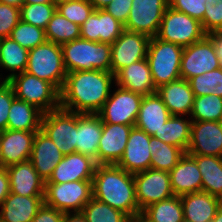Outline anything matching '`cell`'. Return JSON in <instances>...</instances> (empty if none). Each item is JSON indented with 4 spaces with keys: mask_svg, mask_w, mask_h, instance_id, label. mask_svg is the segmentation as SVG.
Wrapping results in <instances>:
<instances>
[{
    "mask_svg": "<svg viewBox=\"0 0 222 222\" xmlns=\"http://www.w3.org/2000/svg\"><path fill=\"white\" fill-rule=\"evenodd\" d=\"M64 212L43 204L32 222H62Z\"/></svg>",
    "mask_w": 222,
    "mask_h": 222,
    "instance_id": "cell-48",
    "label": "cell"
},
{
    "mask_svg": "<svg viewBox=\"0 0 222 222\" xmlns=\"http://www.w3.org/2000/svg\"><path fill=\"white\" fill-rule=\"evenodd\" d=\"M103 122L97 114L77 113V142L76 152L95 159L102 135Z\"/></svg>",
    "mask_w": 222,
    "mask_h": 222,
    "instance_id": "cell-28",
    "label": "cell"
},
{
    "mask_svg": "<svg viewBox=\"0 0 222 222\" xmlns=\"http://www.w3.org/2000/svg\"><path fill=\"white\" fill-rule=\"evenodd\" d=\"M97 163L95 159L81 153L64 155L45 183H64L79 180H92Z\"/></svg>",
    "mask_w": 222,
    "mask_h": 222,
    "instance_id": "cell-20",
    "label": "cell"
},
{
    "mask_svg": "<svg viewBox=\"0 0 222 222\" xmlns=\"http://www.w3.org/2000/svg\"><path fill=\"white\" fill-rule=\"evenodd\" d=\"M10 194L9 174L6 168H0V206Z\"/></svg>",
    "mask_w": 222,
    "mask_h": 222,
    "instance_id": "cell-49",
    "label": "cell"
},
{
    "mask_svg": "<svg viewBox=\"0 0 222 222\" xmlns=\"http://www.w3.org/2000/svg\"><path fill=\"white\" fill-rule=\"evenodd\" d=\"M194 97L217 95L222 98V67L187 80Z\"/></svg>",
    "mask_w": 222,
    "mask_h": 222,
    "instance_id": "cell-39",
    "label": "cell"
},
{
    "mask_svg": "<svg viewBox=\"0 0 222 222\" xmlns=\"http://www.w3.org/2000/svg\"><path fill=\"white\" fill-rule=\"evenodd\" d=\"M97 115L103 123L132 125L135 127L143 99L141 94L117 86Z\"/></svg>",
    "mask_w": 222,
    "mask_h": 222,
    "instance_id": "cell-10",
    "label": "cell"
},
{
    "mask_svg": "<svg viewBox=\"0 0 222 222\" xmlns=\"http://www.w3.org/2000/svg\"><path fill=\"white\" fill-rule=\"evenodd\" d=\"M92 198V180L45 183L44 204L64 213L81 212Z\"/></svg>",
    "mask_w": 222,
    "mask_h": 222,
    "instance_id": "cell-7",
    "label": "cell"
},
{
    "mask_svg": "<svg viewBox=\"0 0 222 222\" xmlns=\"http://www.w3.org/2000/svg\"><path fill=\"white\" fill-rule=\"evenodd\" d=\"M0 3L20 8L23 5V0H0Z\"/></svg>",
    "mask_w": 222,
    "mask_h": 222,
    "instance_id": "cell-53",
    "label": "cell"
},
{
    "mask_svg": "<svg viewBox=\"0 0 222 222\" xmlns=\"http://www.w3.org/2000/svg\"><path fill=\"white\" fill-rule=\"evenodd\" d=\"M205 36L206 33L199 20L168 6L156 37L184 48L202 40Z\"/></svg>",
    "mask_w": 222,
    "mask_h": 222,
    "instance_id": "cell-8",
    "label": "cell"
},
{
    "mask_svg": "<svg viewBox=\"0 0 222 222\" xmlns=\"http://www.w3.org/2000/svg\"><path fill=\"white\" fill-rule=\"evenodd\" d=\"M15 98L13 87L7 81H0V132L7 129L9 110Z\"/></svg>",
    "mask_w": 222,
    "mask_h": 222,
    "instance_id": "cell-46",
    "label": "cell"
},
{
    "mask_svg": "<svg viewBox=\"0 0 222 222\" xmlns=\"http://www.w3.org/2000/svg\"><path fill=\"white\" fill-rule=\"evenodd\" d=\"M136 200L139 210L174 196L167 171L147 169L134 174Z\"/></svg>",
    "mask_w": 222,
    "mask_h": 222,
    "instance_id": "cell-11",
    "label": "cell"
},
{
    "mask_svg": "<svg viewBox=\"0 0 222 222\" xmlns=\"http://www.w3.org/2000/svg\"><path fill=\"white\" fill-rule=\"evenodd\" d=\"M25 71L50 82L61 91L67 75L61 45L46 40L29 50Z\"/></svg>",
    "mask_w": 222,
    "mask_h": 222,
    "instance_id": "cell-5",
    "label": "cell"
},
{
    "mask_svg": "<svg viewBox=\"0 0 222 222\" xmlns=\"http://www.w3.org/2000/svg\"><path fill=\"white\" fill-rule=\"evenodd\" d=\"M114 79L115 86L141 94L142 96L150 95L157 91L147 58L119 70L114 75Z\"/></svg>",
    "mask_w": 222,
    "mask_h": 222,
    "instance_id": "cell-21",
    "label": "cell"
},
{
    "mask_svg": "<svg viewBox=\"0 0 222 222\" xmlns=\"http://www.w3.org/2000/svg\"><path fill=\"white\" fill-rule=\"evenodd\" d=\"M55 12L56 6L52 3L29 4L22 5L20 7V16L22 21L44 30Z\"/></svg>",
    "mask_w": 222,
    "mask_h": 222,
    "instance_id": "cell-41",
    "label": "cell"
},
{
    "mask_svg": "<svg viewBox=\"0 0 222 222\" xmlns=\"http://www.w3.org/2000/svg\"><path fill=\"white\" fill-rule=\"evenodd\" d=\"M201 25L206 34L222 32V0L205 1V14Z\"/></svg>",
    "mask_w": 222,
    "mask_h": 222,
    "instance_id": "cell-43",
    "label": "cell"
},
{
    "mask_svg": "<svg viewBox=\"0 0 222 222\" xmlns=\"http://www.w3.org/2000/svg\"><path fill=\"white\" fill-rule=\"evenodd\" d=\"M184 222H212L222 200L205 191L180 196Z\"/></svg>",
    "mask_w": 222,
    "mask_h": 222,
    "instance_id": "cell-25",
    "label": "cell"
},
{
    "mask_svg": "<svg viewBox=\"0 0 222 222\" xmlns=\"http://www.w3.org/2000/svg\"><path fill=\"white\" fill-rule=\"evenodd\" d=\"M93 198L130 218L141 213L136 200L134 174L116 164H97L92 179Z\"/></svg>",
    "mask_w": 222,
    "mask_h": 222,
    "instance_id": "cell-2",
    "label": "cell"
},
{
    "mask_svg": "<svg viewBox=\"0 0 222 222\" xmlns=\"http://www.w3.org/2000/svg\"><path fill=\"white\" fill-rule=\"evenodd\" d=\"M20 20V8L0 3V39L10 37Z\"/></svg>",
    "mask_w": 222,
    "mask_h": 222,
    "instance_id": "cell-44",
    "label": "cell"
},
{
    "mask_svg": "<svg viewBox=\"0 0 222 222\" xmlns=\"http://www.w3.org/2000/svg\"><path fill=\"white\" fill-rule=\"evenodd\" d=\"M206 36L212 41L220 66L222 67V32L209 33Z\"/></svg>",
    "mask_w": 222,
    "mask_h": 222,
    "instance_id": "cell-50",
    "label": "cell"
},
{
    "mask_svg": "<svg viewBox=\"0 0 222 222\" xmlns=\"http://www.w3.org/2000/svg\"><path fill=\"white\" fill-rule=\"evenodd\" d=\"M94 10L88 0H71L56 7L57 12L79 26L85 23Z\"/></svg>",
    "mask_w": 222,
    "mask_h": 222,
    "instance_id": "cell-42",
    "label": "cell"
},
{
    "mask_svg": "<svg viewBox=\"0 0 222 222\" xmlns=\"http://www.w3.org/2000/svg\"><path fill=\"white\" fill-rule=\"evenodd\" d=\"M168 6L169 0H133L124 30L157 36Z\"/></svg>",
    "mask_w": 222,
    "mask_h": 222,
    "instance_id": "cell-12",
    "label": "cell"
},
{
    "mask_svg": "<svg viewBox=\"0 0 222 222\" xmlns=\"http://www.w3.org/2000/svg\"><path fill=\"white\" fill-rule=\"evenodd\" d=\"M197 163L202 175L201 191L222 200V157L190 155Z\"/></svg>",
    "mask_w": 222,
    "mask_h": 222,
    "instance_id": "cell-31",
    "label": "cell"
},
{
    "mask_svg": "<svg viewBox=\"0 0 222 222\" xmlns=\"http://www.w3.org/2000/svg\"><path fill=\"white\" fill-rule=\"evenodd\" d=\"M212 222H222V205L217 210L215 217L212 219Z\"/></svg>",
    "mask_w": 222,
    "mask_h": 222,
    "instance_id": "cell-56",
    "label": "cell"
},
{
    "mask_svg": "<svg viewBox=\"0 0 222 222\" xmlns=\"http://www.w3.org/2000/svg\"><path fill=\"white\" fill-rule=\"evenodd\" d=\"M41 131L64 155L76 152L77 113L62 108L43 113Z\"/></svg>",
    "mask_w": 222,
    "mask_h": 222,
    "instance_id": "cell-9",
    "label": "cell"
},
{
    "mask_svg": "<svg viewBox=\"0 0 222 222\" xmlns=\"http://www.w3.org/2000/svg\"><path fill=\"white\" fill-rule=\"evenodd\" d=\"M129 222H151L145 218L141 213L136 214L134 217L130 218Z\"/></svg>",
    "mask_w": 222,
    "mask_h": 222,
    "instance_id": "cell-54",
    "label": "cell"
},
{
    "mask_svg": "<svg viewBox=\"0 0 222 222\" xmlns=\"http://www.w3.org/2000/svg\"><path fill=\"white\" fill-rule=\"evenodd\" d=\"M186 153L222 157V121H192Z\"/></svg>",
    "mask_w": 222,
    "mask_h": 222,
    "instance_id": "cell-15",
    "label": "cell"
},
{
    "mask_svg": "<svg viewBox=\"0 0 222 222\" xmlns=\"http://www.w3.org/2000/svg\"><path fill=\"white\" fill-rule=\"evenodd\" d=\"M183 47L151 37L148 44L147 60L155 88L181 78L180 63Z\"/></svg>",
    "mask_w": 222,
    "mask_h": 222,
    "instance_id": "cell-4",
    "label": "cell"
},
{
    "mask_svg": "<svg viewBox=\"0 0 222 222\" xmlns=\"http://www.w3.org/2000/svg\"><path fill=\"white\" fill-rule=\"evenodd\" d=\"M205 1L206 0H169V7L183 12L201 22L205 14Z\"/></svg>",
    "mask_w": 222,
    "mask_h": 222,
    "instance_id": "cell-45",
    "label": "cell"
},
{
    "mask_svg": "<svg viewBox=\"0 0 222 222\" xmlns=\"http://www.w3.org/2000/svg\"><path fill=\"white\" fill-rule=\"evenodd\" d=\"M171 116L161 97L156 93L143 96L135 127L152 136Z\"/></svg>",
    "mask_w": 222,
    "mask_h": 222,
    "instance_id": "cell-29",
    "label": "cell"
},
{
    "mask_svg": "<svg viewBox=\"0 0 222 222\" xmlns=\"http://www.w3.org/2000/svg\"><path fill=\"white\" fill-rule=\"evenodd\" d=\"M220 67L214 45L207 36L183 48L180 63L181 78L189 80Z\"/></svg>",
    "mask_w": 222,
    "mask_h": 222,
    "instance_id": "cell-13",
    "label": "cell"
},
{
    "mask_svg": "<svg viewBox=\"0 0 222 222\" xmlns=\"http://www.w3.org/2000/svg\"><path fill=\"white\" fill-rule=\"evenodd\" d=\"M149 40L148 35L124 30L111 45L110 72L115 75L132 63L145 59Z\"/></svg>",
    "mask_w": 222,
    "mask_h": 222,
    "instance_id": "cell-14",
    "label": "cell"
},
{
    "mask_svg": "<svg viewBox=\"0 0 222 222\" xmlns=\"http://www.w3.org/2000/svg\"><path fill=\"white\" fill-rule=\"evenodd\" d=\"M43 112L28 102L15 98L9 110L7 129L40 131Z\"/></svg>",
    "mask_w": 222,
    "mask_h": 222,
    "instance_id": "cell-30",
    "label": "cell"
},
{
    "mask_svg": "<svg viewBox=\"0 0 222 222\" xmlns=\"http://www.w3.org/2000/svg\"><path fill=\"white\" fill-rule=\"evenodd\" d=\"M169 174L175 196L201 191L202 175L196 161L189 154L185 153Z\"/></svg>",
    "mask_w": 222,
    "mask_h": 222,
    "instance_id": "cell-26",
    "label": "cell"
},
{
    "mask_svg": "<svg viewBox=\"0 0 222 222\" xmlns=\"http://www.w3.org/2000/svg\"><path fill=\"white\" fill-rule=\"evenodd\" d=\"M43 198L10 193L0 206V222H32L44 204Z\"/></svg>",
    "mask_w": 222,
    "mask_h": 222,
    "instance_id": "cell-27",
    "label": "cell"
},
{
    "mask_svg": "<svg viewBox=\"0 0 222 222\" xmlns=\"http://www.w3.org/2000/svg\"><path fill=\"white\" fill-rule=\"evenodd\" d=\"M9 174L10 193L22 196H44L45 181L28 160L6 167Z\"/></svg>",
    "mask_w": 222,
    "mask_h": 222,
    "instance_id": "cell-22",
    "label": "cell"
},
{
    "mask_svg": "<svg viewBox=\"0 0 222 222\" xmlns=\"http://www.w3.org/2000/svg\"><path fill=\"white\" fill-rule=\"evenodd\" d=\"M86 222H129L130 217L108 204L92 198L81 210Z\"/></svg>",
    "mask_w": 222,
    "mask_h": 222,
    "instance_id": "cell-37",
    "label": "cell"
},
{
    "mask_svg": "<svg viewBox=\"0 0 222 222\" xmlns=\"http://www.w3.org/2000/svg\"><path fill=\"white\" fill-rule=\"evenodd\" d=\"M141 214L151 222H184L180 196L175 195L149 205Z\"/></svg>",
    "mask_w": 222,
    "mask_h": 222,
    "instance_id": "cell-34",
    "label": "cell"
},
{
    "mask_svg": "<svg viewBox=\"0 0 222 222\" xmlns=\"http://www.w3.org/2000/svg\"><path fill=\"white\" fill-rule=\"evenodd\" d=\"M124 31V25L104 9H95L80 26V38L113 44Z\"/></svg>",
    "mask_w": 222,
    "mask_h": 222,
    "instance_id": "cell-18",
    "label": "cell"
},
{
    "mask_svg": "<svg viewBox=\"0 0 222 222\" xmlns=\"http://www.w3.org/2000/svg\"><path fill=\"white\" fill-rule=\"evenodd\" d=\"M132 1L133 0H113L104 10L125 26L130 14Z\"/></svg>",
    "mask_w": 222,
    "mask_h": 222,
    "instance_id": "cell-47",
    "label": "cell"
},
{
    "mask_svg": "<svg viewBox=\"0 0 222 222\" xmlns=\"http://www.w3.org/2000/svg\"><path fill=\"white\" fill-rule=\"evenodd\" d=\"M187 119H184L183 116H170L160 130L155 131L152 136L174 145L186 153L190 144L192 125V120Z\"/></svg>",
    "mask_w": 222,
    "mask_h": 222,
    "instance_id": "cell-32",
    "label": "cell"
},
{
    "mask_svg": "<svg viewBox=\"0 0 222 222\" xmlns=\"http://www.w3.org/2000/svg\"><path fill=\"white\" fill-rule=\"evenodd\" d=\"M192 121H222V98L209 94L194 97Z\"/></svg>",
    "mask_w": 222,
    "mask_h": 222,
    "instance_id": "cell-38",
    "label": "cell"
},
{
    "mask_svg": "<svg viewBox=\"0 0 222 222\" xmlns=\"http://www.w3.org/2000/svg\"><path fill=\"white\" fill-rule=\"evenodd\" d=\"M171 116H190L194 94L189 82L183 78L164 84L157 89Z\"/></svg>",
    "mask_w": 222,
    "mask_h": 222,
    "instance_id": "cell-24",
    "label": "cell"
},
{
    "mask_svg": "<svg viewBox=\"0 0 222 222\" xmlns=\"http://www.w3.org/2000/svg\"><path fill=\"white\" fill-rule=\"evenodd\" d=\"M62 222H86L81 212L65 213Z\"/></svg>",
    "mask_w": 222,
    "mask_h": 222,
    "instance_id": "cell-51",
    "label": "cell"
},
{
    "mask_svg": "<svg viewBox=\"0 0 222 222\" xmlns=\"http://www.w3.org/2000/svg\"><path fill=\"white\" fill-rule=\"evenodd\" d=\"M150 137L145 131L133 127L123 155L116 165L132 174L149 169L152 161Z\"/></svg>",
    "mask_w": 222,
    "mask_h": 222,
    "instance_id": "cell-17",
    "label": "cell"
},
{
    "mask_svg": "<svg viewBox=\"0 0 222 222\" xmlns=\"http://www.w3.org/2000/svg\"><path fill=\"white\" fill-rule=\"evenodd\" d=\"M134 126L103 123L97 151V164H117Z\"/></svg>",
    "mask_w": 222,
    "mask_h": 222,
    "instance_id": "cell-19",
    "label": "cell"
},
{
    "mask_svg": "<svg viewBox=\"0 0 222 222\" xmlns=\"http://www.w3.org/2000/svg\"><path fill=\"white\" fill-rule=\"evenodd\" d=\"M51 3V0H23V5Z\"/></svg>",
    "mask_w": 222,
    "mask_h": 222,
    "instance_id": "cell-55",
    "label": "cell"
},
{
    "mask_svg": "<svg viewBox=\"0 0 222 222\" xmlns=\"http://www.w3.org/2000/svg\"><path fill=\"white\" fill-rule=\"evenodd\" d=\"M29 50L23 48L10 37L0 39V67L11 73L3 78L8 81L14 75L26 70Z\"/></svg>",
    "mask_w": 222,
    "mask_h": 222,
    "instance_id": "cell-33",
    "label": "cell"
},
{
    "mask_svg": "<svg viewBox=\"0 0 222 222\" xmlns=\"http://www.w3.org/2000/svg\"><path fill=\"white\" fill-rule=\"evenodd\" d=\"M95 9H104L113 0H88Z\"/></svg>",
    "mask_w": 222,
    "mask_h": 222,
    "instance_id": "cell-52",
    "label": "cell"
},
{
    "mask_svg": "<svg viewBox=\"0 0 222 222\" xmlns=\"http://www.w3.org/2000/svg\"><path fill=\"white\" fill-rule=\"evenodd\" d=\"M71 0H51V3L54 4L56 7L60 4H63V3H67Z\"/></svg>",
    "mask_w": 222,
    "mask_h": 222,
    "instance_id": "cell-57",
    "label": "cell"
},
{
    "mask_svg": "<svg viewBox=\"0 0 222 222\" xmlns=\"http://www.w3.org/2000/svg\"><path fill=\"white\" fill-rule=\"evenodd\" d=\"M45 36L48 41L62 45L80 38V26L56 11L48 22Z\"/></svg>",
    "mask_w": 222,
    "mask_h": 222,
    "instance_id": "cell-36",
    "label": "cell"
},
{
    "mask_svg": "<svg viewBox=\"0 0 222 222\" xmlns=\"http://www.w3.org/2000/svg\"><path fill=\"white\" fill-rule=\"evenodd\" d=\"M7 82L13 87L16 98L34 105L43 113L60 108V91L46 80L24 71Z\"/></svg>",
    "mask_w": 222,
    "mask_h": 222,
    "instance_id": "cell-6",
    "label": "cell"
},
{
    "mask_svg": "<svg viewBox=\"0 0 222 222\" xmlns=\"http://www.w3.org/2000/svg\"><path fill=\"white\" fill-rule=\"evenodd\" d=\"M149 145L152 154L151 169L169 172L185 154L182 149L153 136L150 137Z\"/></svg>",
    "mask_w": 222,
    "mask_h": 222,
    "instance_id": "cell-35",
    "label": "cell"
},
{
    "mask_svg": "<svg viewBox=\"0 0 222 222\" xmlns=\"http://www.w3.org/2000/svg\"><path fill=\"white\" fill-rule=\"evenodd\" d=\"M63 157L64 154L43 131L36 132L29 161L44 181L49 179Z\"/></svg>",
    "mask_w": 222,
    "mask_h": 222,
    "instance_id": "cell-23",
    "label": "cell"
},
{
    "mask_svg": "<svg viewBox=\"0 0 222 222\" xmlns=\"http://www.w3.org/2000/svg\"><path fill=\"white\" fill-rule=\"evenodd\" d=\"M38 131L6 129L0 132V168L28 161Z\"/></svg>",
    "mask_w": 222,
    "mask_h": 222,
    "instance_id": "cell-16",
    "label": "cell"
},
{
    "mask_svg": "<svg viewBox=\"0 0 222 222\" xmlns=\"http://www.w3.org/2000/svg\"><path fill=\"white\" fill-rule=\"evenodd\" d=\"M113 83L115 79L111 72H68L60 91V108L81 114H97L109 98Z\"/></svg>",
    "mask_w": 222,
    "mask_h": 222,
    "instance_id": "cell-1",
    "label": "cell"
},
{
    "mask_svg": "<svg viewBox=\"0 0 222 222\" xmlns=\"http://www.w3.org/2000/svg\"><path fill=\"white\" fill-rule=\"evenodd\" d=\"M61 48L67 73L88 70L110 72L111 44L79 38L62 44Z\"/></svg>",
    "mask_w": 222,
    "mask_h": 222,
    "instance_id": "cell-3",
    "label": "cell"
},
{
    "mask_svg": "<svg viewBox=\"0 0 222 222\" xmlns=\"http://www.w3.org/2000/svg\"><path fill=\"white\" fill-rule=\"evenodd\" d=\"M10 38L27 50H31L47 40L44 29L22 20L12 30Z\"/></svg>",
    "mask_w": 222,
    "mask_h": 222,
    "instance_id": "cell-40",
    "label": "cell"
}]
</instances>
